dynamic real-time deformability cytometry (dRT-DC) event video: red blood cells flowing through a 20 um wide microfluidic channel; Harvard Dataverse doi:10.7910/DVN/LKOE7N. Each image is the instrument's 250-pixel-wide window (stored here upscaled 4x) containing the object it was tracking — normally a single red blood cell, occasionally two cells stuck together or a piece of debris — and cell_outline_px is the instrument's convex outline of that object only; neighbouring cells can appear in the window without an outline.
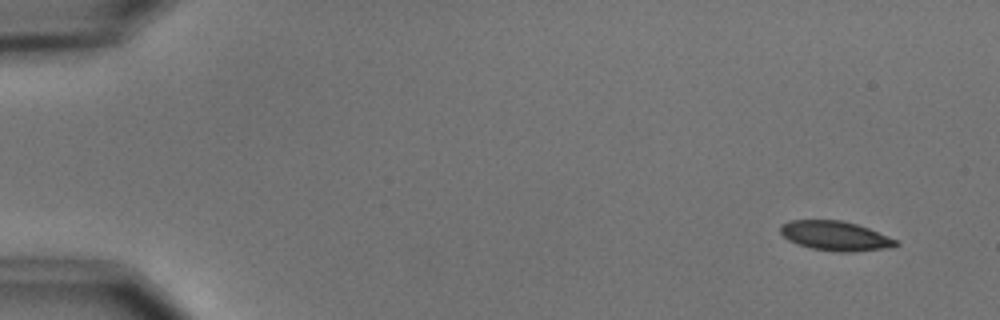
{"species": "common noctule bat (a hibernating species)", "species_latin": "Nyctalus noctula", "temperature_condition": "cold", "stored_images_in_passage": 5, "camera_frame_rate_fps": 3000, "um_per_image_px": 0.085, "animal": {"sex": "male", "body_mass_g": 15.6}, "frame": {"image": 1, "passage_image": 1, "time_ms": 0.0, "image_size_px": [1000, 320], "cell_outline_px": [[900, 244], [892, 248], [852, 252], [836, 252], [812, 248], [796, 244], [788, 240], [780, 232], [780, 224], [788, 220], [840, 220], [856, 224], [868, 228], [896, 240]], "centroid_in_image_um": [70.98, 20.05], "position_along_channel_um": 14.0, "area_um2": 19.94}}